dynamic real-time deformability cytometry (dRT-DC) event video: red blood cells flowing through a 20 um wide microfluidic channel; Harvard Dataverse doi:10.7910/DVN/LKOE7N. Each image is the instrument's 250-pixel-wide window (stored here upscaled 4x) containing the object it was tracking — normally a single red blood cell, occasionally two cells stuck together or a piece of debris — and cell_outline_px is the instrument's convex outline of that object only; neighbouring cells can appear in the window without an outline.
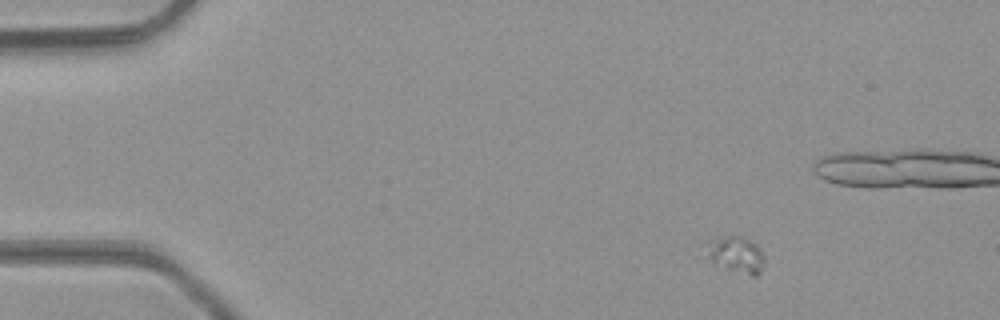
{"species": "common noctule bat (a hibernating species)", "species_latin": "Nyctalus noctula", "temperature_condition": "room temperature", "stored_images_in_passage": 44, "camera_frame_rate_fps": 3000, "um_per_image_px": 0.085, "animal": {"sex": "male", "body_mass_g": 23.1, "forearm_length_mm": 52.7}, "frame": {"image": 1, "passage_image": 1, "time_ms": 0.0, "image_size_px": [1000, 320], "cell_outline_px": [[764, 264], [760, 272], [756, 276], [752, 276], [728, 268], [704, 256], [720, 240], [728, 236], [740, 236], [756, 244], [764, 256]], "centroid_in_image_um": [62.72, 21.69], "position_along_channel_um": 22.3, "area_um2": 11.16}}
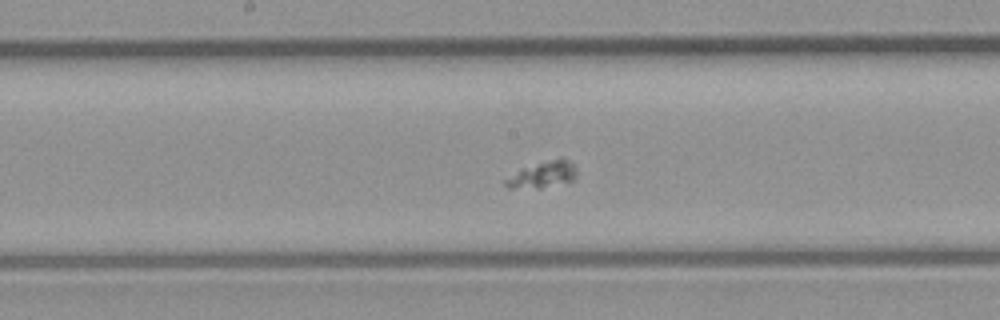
{"frame": {"image": 2, "passage_image": 20, "time_ms": 6.333, "image_size_px": [1000, 320], "cell_outline_px": [[576, 176], [572, 180], [540, 188], [508, 188], [504, 184], [504, 180], [520, 168], [560, 156], [568, 160], [576, 168]], "centroid_in_image_um": [46.1, 14.82], "position_along_channel_um": 202.1, "area_um2": 10.98}}
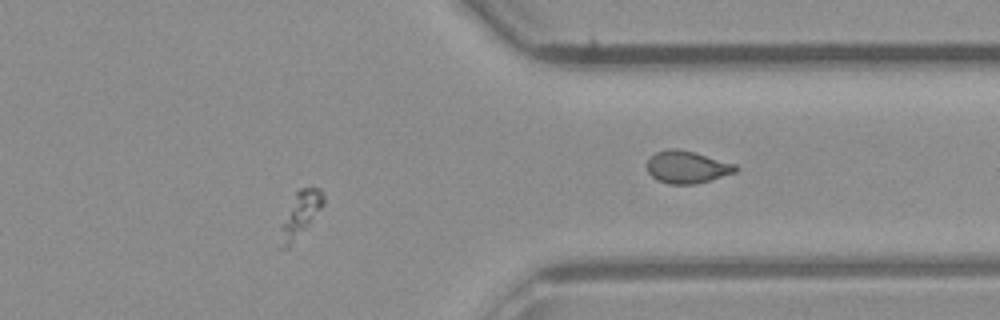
{"frame": {"image": 3, "passage_image": 34, "time_ms": 11.0, "image_size_px": [1000, 320], "cell_outline_px": [[324, 204], [288, 248], [280, 248], [280, 224], [296, 192], [300, 188], [320, 188], [324, 192]], "centroid_in_image_um": [25.51, 18.19], "position_along_channel_um": 385.9, "area_um2": 10.92}}